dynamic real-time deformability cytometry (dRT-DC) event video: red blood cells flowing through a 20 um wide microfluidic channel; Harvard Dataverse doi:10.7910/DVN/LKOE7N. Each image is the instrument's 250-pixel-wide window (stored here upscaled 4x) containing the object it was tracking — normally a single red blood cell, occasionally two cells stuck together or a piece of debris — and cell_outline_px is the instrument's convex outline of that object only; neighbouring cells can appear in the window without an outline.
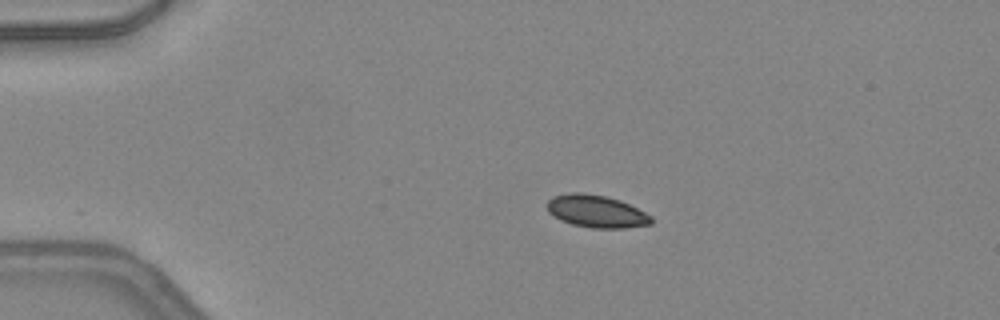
{"species": "common noctule bat (a hibernating species)", "species_latin": "Nyctalus noctula", "temperature_condition": "warm", "stored_images_in_passage": 39, "camera_frame_rate_fps": 3000, "um_per_image_px": 0.085, "animal": {"sex": "female", "body_mass_g": 24.6, "forearm_length_mm": 56.2}, "frame": {"image": 1, "passage_image": 1, "time_ms": 0.0, "image_size_px": [1000, 320], "cell_outline_px": [[652, 224], [624, 228], [592, 228], [572, 224], [560, 220], [548, 212], [544, 204], [552, 196], [572, 192], [584, 192], [604, 196], [620, 200], [652, 216]], "centroid_in_image_um": [50.64, 17.96], "position_along_channel_um": 34.4, "area_um2": 19.83}}
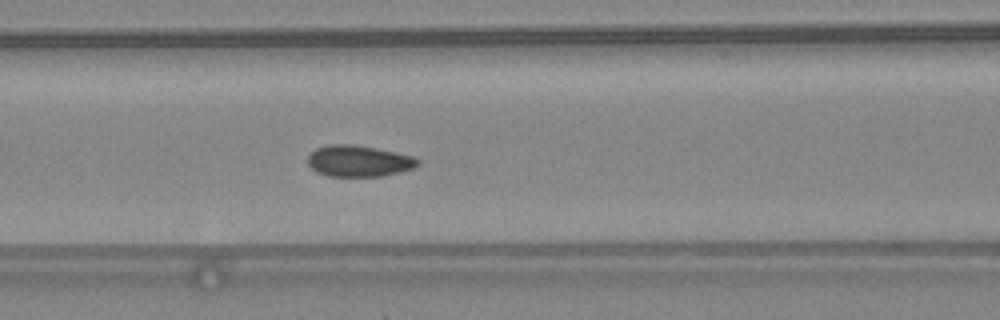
{"frame": {"image": 2, "passage_image": 12, "time_ms": 3.667, "image_size_px": [1000, 320], "cell_outline_px": [[420, 164], [416, 168], [380, 176], [328, 176], [316, 172], [308, 164], [308, 156], [316, 148], [332, 144], [352, 144], [376, 148], [416, 156], [420, 160]], "centroid_in_image_um": [30.54, 13.68], "position_along_channel_um": 136.1, "area_um2": 20.17}}
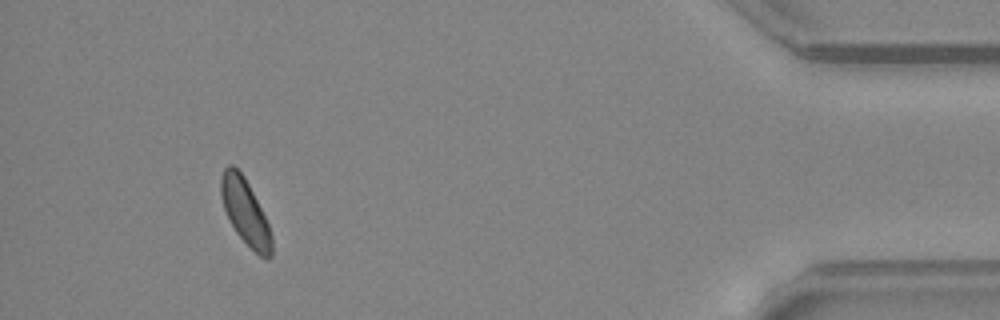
{"frame": {"image": 3, "passage_image": 36, "time_ms": 11.667, "image_size_px": [1000, 320], "cell_outline_px": [[272, 256], [268, 260], [264, 260], [236, 232], [228, 220], [220, 196], [220, 180], [224, 168], [228, 164], [232, 164], [244, 176], [268, 224], [272, 236]], "centroid_in_image_um": [20.83, 18.02], "position_along_channel_um": 414.4, "area_um2": 19.19}, "authors_computed_cell_mechanics": {"area_um2": 19.8832, "velocity_mm_per_s": 4.2518, "shape_relaxation_time_tau1_ms": 3.3758, "shape_relaxation_time_tau2_ms": null, "deformation_change_tau1": 0.0995, "deformation_change_tau2": null}}